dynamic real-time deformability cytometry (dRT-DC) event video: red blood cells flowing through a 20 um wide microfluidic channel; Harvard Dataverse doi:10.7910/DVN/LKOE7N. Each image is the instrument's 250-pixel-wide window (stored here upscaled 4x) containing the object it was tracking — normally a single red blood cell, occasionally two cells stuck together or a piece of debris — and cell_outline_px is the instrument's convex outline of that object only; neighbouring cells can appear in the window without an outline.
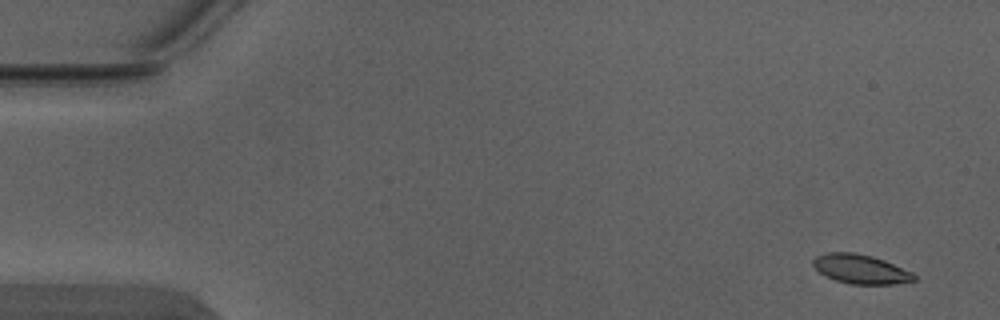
{"species": "Egyptian fruit bat (a non-hibernating species)", "species_latin": "Rousettus aegyptiacus", "temperature_condition": "warm", "stored_images_in_passage": 4, "segment_of_instrument_passage": [1, 2], "camera_frame_rate_fps": 3000, "um_per_image_px": 0.085, "animal": {"sex": "male"}, "frame": {"image": 1, "passage_image": 1, "time_ms": 0.0, "image_size_px": [1000, 320], "cell_outline_px": [[916, 280], [896, 284], [852, 284], [836, 280], [820, 272], [812, 264], [812, 260], [816, 256], [828, 252], [852, 252], [872, 256], [884, 260], [912, 272], [916, 276]], "centroid_in_image_um": [73.17, 22.87], "position_along_channel_um": 11.8, "area_um2": 17.05}}
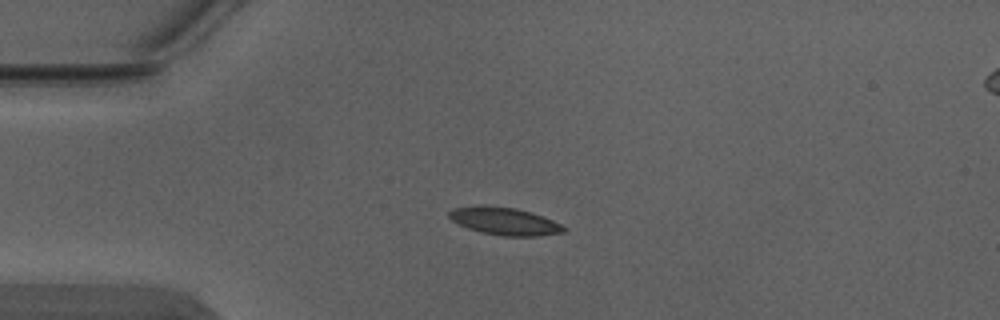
{"frame": {"image": 2, "passage_image": 3, "time_ms": 0.667, "image_size_px": [1000, 320], "cell_outline_px": [[568, 228], [564, 232], [540, 236], [504, 236], [484, 232], [468, 228], [452, 220], [448, 216], [448, 212], [452, 208], [480, 204], [488, 204], [516, 208], [532, 212], [552, 220]], "centroid_in_image_um": [42.88, 18.77], "position_along_channel_um": 42.1, "area_um2": 18.61}}